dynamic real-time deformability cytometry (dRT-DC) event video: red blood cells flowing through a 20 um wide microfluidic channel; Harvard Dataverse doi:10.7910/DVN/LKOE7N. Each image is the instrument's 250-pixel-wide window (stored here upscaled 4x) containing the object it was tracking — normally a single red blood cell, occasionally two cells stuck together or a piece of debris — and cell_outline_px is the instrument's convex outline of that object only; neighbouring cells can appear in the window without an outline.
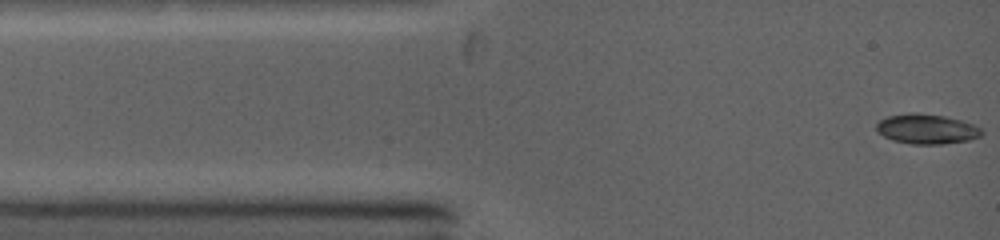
{"species": "common noctule bat (a hibernating species)", "species_latin": "Nyctalus noctula", "temperature_condition": "warm", "stored_images_in_passage": 65, "camera_frame_rate_fps": 5000, "um_per_image_px": 0.085, "animal": {"sex": "female", "body_mass_g": 19.0, "forearm_length_mm": 53.3}, "frame": {"image": 1, "passage_image": 1, "time_ms": 0.0, "image_size_px": [1000, 240], "cell_outline_px": [[984, 132], [980, 136], [968, 140], [944, 144], [912, 144], [892, 140], [884, 136], [876, 128], [876, 124], [880, 120], [888, 116], [908, 112], [916, 112], [944, 116], [960, 120], [972, 124], [980, 128]], "centroid_in_image_um": [78.76, 10.96], "position_along_channel_um": 6.2, "area_um2": 18.26}}
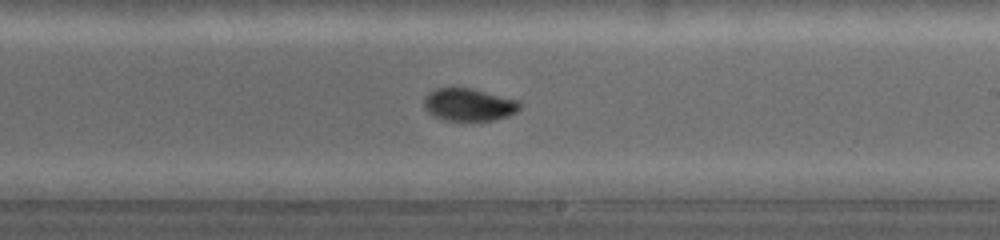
{"frame": {"image": 2, "passage_image": 33, "time_ms": 7.0, "image_size_px": [1000, 240], "cell_outline_px": [[520, 108], [516, 112], [508, 116], [496, 120], [472, 124], [444, 120], [432, 116], [424, 108], [424, 96], [436, 88], [472, 88], [516, 100], [520, 104]], "centroid_in_image_um": [39.82, 8.96], "position_along_channel_um": 249.2, "area_um2": 18.84}}
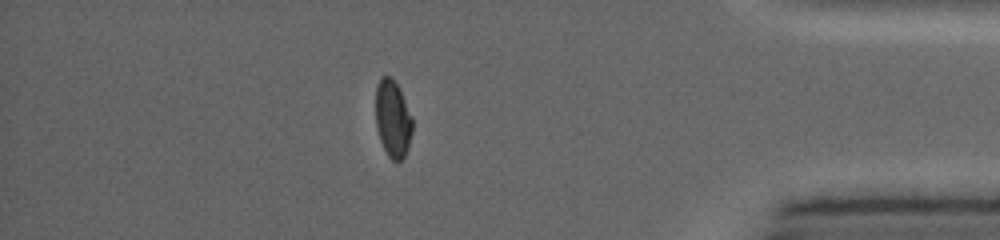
{"frame": {"image": 3, "passage_image": 51, "time_ms": 11.4, "image_size_px": [1000, 240], "cell_outline_px": [[412, 132], [408, 148], [404, 156], [400, 160], [392, 160], [388, 156], [380, 140], [376, 124], [376, 84], [380, 76], [392, 76], [400, 88], [412, 116]], "centroid_in_image_um": [33.39, 10.04], "position_along_channel_um": 401.8, "area_um2": 16.7}, "authors_computed_cell_mechanics": {"area_um2": 17.8024, "velocity_mm_per_s": 4.2983, "shape_relaxation_time_tau1_ms": 9.1978, "shape_relaxation_time_tau2_ms": null, "deformation_change_tau1": 0.2415, "deformation_change_tau2": null}}